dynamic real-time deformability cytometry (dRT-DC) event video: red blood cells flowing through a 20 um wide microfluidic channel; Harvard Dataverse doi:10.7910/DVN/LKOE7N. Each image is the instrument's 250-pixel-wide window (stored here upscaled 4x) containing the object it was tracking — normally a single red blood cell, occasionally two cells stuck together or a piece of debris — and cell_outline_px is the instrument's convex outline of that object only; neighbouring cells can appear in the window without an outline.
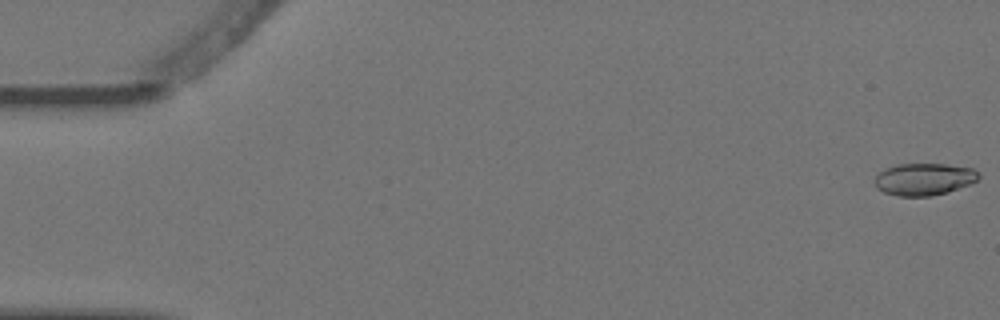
{"species": "Egyptian fruit bat (a non-hibernating species)", "species_latin": "Rousettus aegyptiacus", "temperature_condition": "warm", "stored_images_in_passage": 6, "camera_frame_rate_fps": 3000, "um_per_image_px": 0.085, "animal": {"sex": "female"}, "frame": {"image": 1, "passage_image": 1, "time_ms": 0.0, "image_size_px": [1000, 320], "cell_outline_px": [[980, 176], [976, 180], [968, 184], [948, 192], [932, 196], [896, 196], [884, 192], [876, 188], [876, 176], [884, 168], [896, 164], [948, 164], [972, 168]], "centroid_in_image_um": [78.51, 15.23], "position_along_channel_um": 6.5, "area_um2": 19.36}}